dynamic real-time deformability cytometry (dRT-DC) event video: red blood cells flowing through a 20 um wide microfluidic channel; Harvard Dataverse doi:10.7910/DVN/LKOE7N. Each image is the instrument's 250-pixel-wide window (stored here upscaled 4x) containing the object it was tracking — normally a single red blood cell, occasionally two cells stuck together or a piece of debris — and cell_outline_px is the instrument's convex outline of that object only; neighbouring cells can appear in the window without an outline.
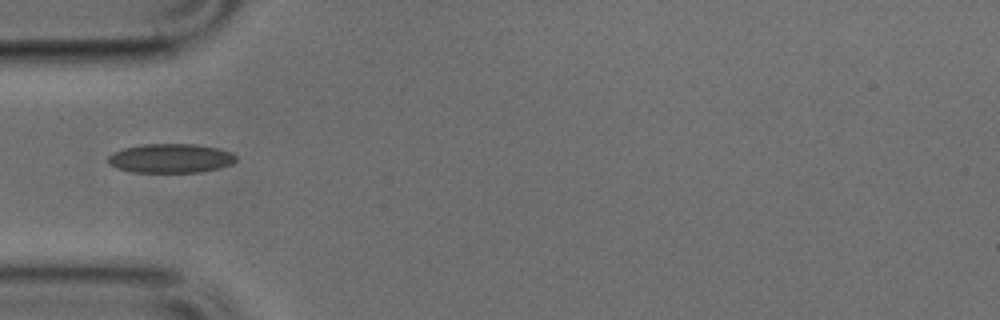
{"species": "common noctule bat (a hibernating species)", "species_latin": "Nyctalus noctula", "temperature_condition": "cold", "stored_images_in_passage": 23, "camera_frame_rate_fps": 3000, "um_per_image_px": 0.085, "animal": {"sex": "male", "body_mass_g": 17.9, "forearm_length_mm": 54.2}, "frame": {"image": 1, "passage_image": 1, "time_ms": 0.0, "image_size_px": [1000, 320], "cell_outline_px": [[236, 160], [232, 164], [200, 172], [132, 172], [116, 168], [108, 164], [108, 156], [112, 152], [124, 148], [144, 144], [196, 144], [216, 148], [232, 152], [236, 156]], "centroid_in_image_um": [14.47, 13.45], "position_along_channel_um": 70.5, "area_um2": 21.73}}
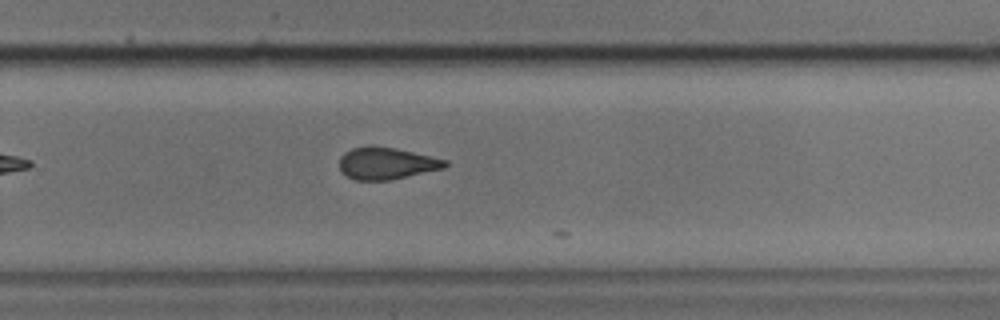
{"frame": {"image": 2, "passage_image": 18, "time_ms": 5.667, "image_size_px": [1000, 320], "cell_outline_px": [[448, 164], [444, 168], [392, 180], [356, 180], [340, 172], [340, 156], [344, 152], [352, 148], [368, 144], [372, 144], [396, 148], [448, 160]], "centroid_in_image_um": [32.83, 13.86], "position_along_channel_um": 297.0, "area_um2": 20.0}}
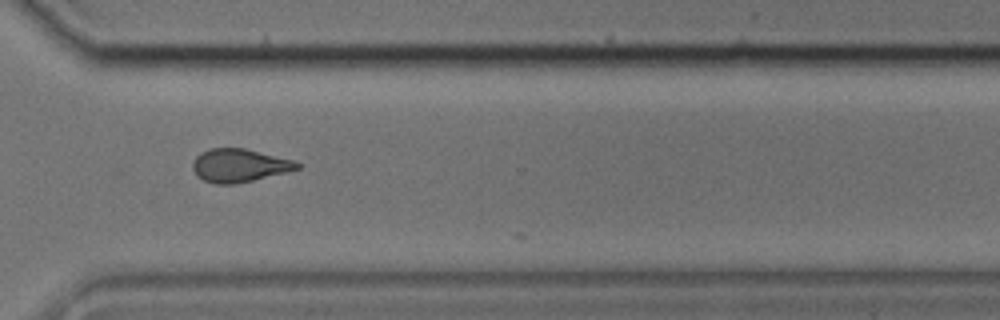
{"frame": {"image": 3, "passage_image": 22, "time_ms": 7.0, "image_size_px": [1000, 320], "cell_outline_px": [[300, 168], [252, 180], [232, 184], [216, 184], [204, 180], [196, 176], [192, 168], [192, 164], [196, 156], [200, 152], [208, 148], [244, 148], [292, 160], [300, 164]], "centroid_in_image_um": [20.27, 14.05], "position_along_channel_um": 350.3, "area_um2": 19.94}}